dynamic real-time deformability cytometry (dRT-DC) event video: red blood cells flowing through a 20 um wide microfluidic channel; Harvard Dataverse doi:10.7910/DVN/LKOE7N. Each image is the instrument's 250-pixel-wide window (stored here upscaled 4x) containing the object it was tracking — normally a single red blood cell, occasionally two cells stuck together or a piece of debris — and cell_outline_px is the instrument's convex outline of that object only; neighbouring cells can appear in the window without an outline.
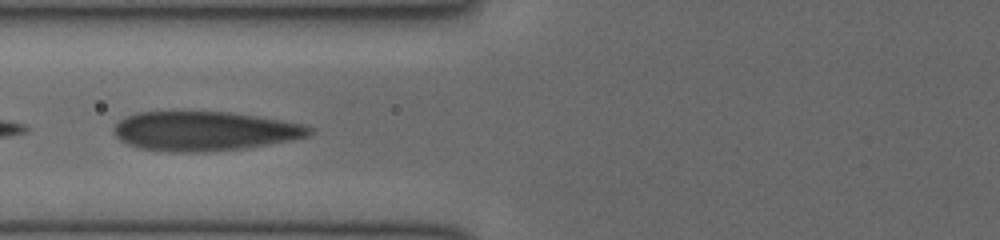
{"species": "human", "species_latin": "Homo sapiens", "temperature_condition": "cold", "stored_images_in_passage": 33, "camera_frame_rate_fps": 3000, "um_per_image_px": 0.085, "donor": {"sex": "female"}, "frame": {"image": 1, "passage_image": 15, "time_ms": 4.667, "image_size_px": [1000, 240], "cell_outline_px": [[312, 132], [308, 136], [268, 144], [244, 148], [204, 152], [172, 152], [136, 148], [120, 140], [116, 136], [112, 128], [124, 116], [136, 112], [180, 108], [228, 112], [256, 116], [304, 124], [312, 128]], "centroid_in_image_um": [17.27, 11.09], "position_along_channel_um": 108.5, "area_um2": 46.07}}